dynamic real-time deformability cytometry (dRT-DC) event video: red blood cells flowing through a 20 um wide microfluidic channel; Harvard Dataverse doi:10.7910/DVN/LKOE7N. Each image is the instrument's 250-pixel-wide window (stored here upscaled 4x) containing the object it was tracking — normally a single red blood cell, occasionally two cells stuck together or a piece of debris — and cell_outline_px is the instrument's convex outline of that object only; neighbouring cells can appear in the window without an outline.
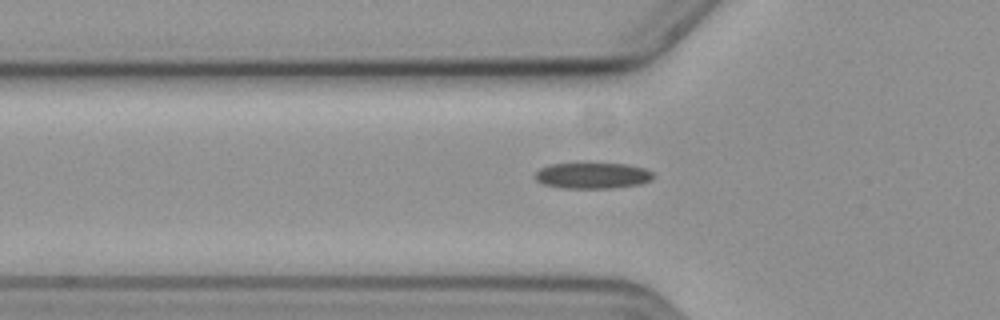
{"species": "common noctule bat (a hibernating species)", "species_latin": "Nyctalus noctula", "temperature_condition": "cold", "stored_images_in_passage": 44, "camera_frame_rate_fps": 3000, "um_per_image_px": 0.085, "animal": {"sex": "female", "body_mass_g": 19.3, "forearm_length_mm": 54.1}, "frame": {"image": 1, "passage_image": 7, "time_ms": 2.0, "image_size_px": [1000, 320], "cell_outline_px": [[656, 176], [652, 180], [640, 184], [612, 188], [560, 188], [544, 184], [536, 180], [536, 172], [540, 168], [552, 164], [628, 164], [644, 168], [652, 172]], "centroid_in_image_um": [50.41, 14.93], "position_along_channel_um": 75.4, "area_um2": 17.8}}
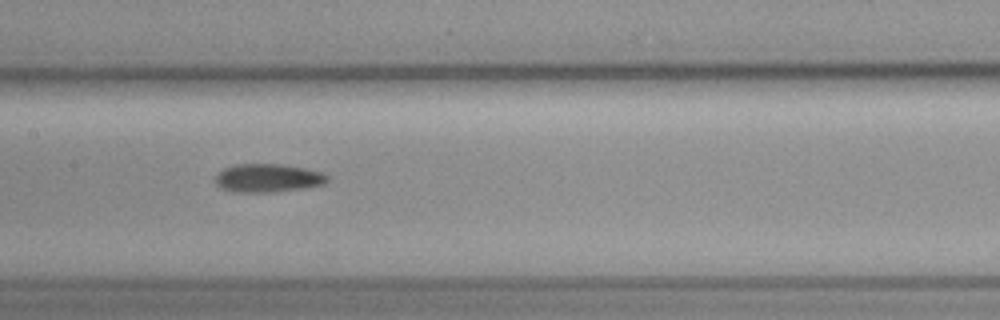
{"frame": {"image": 2, "passage_image": 16, "time_ms": 5.0, "image_size_px": [1000, 320], "cell_outline_px": [[328, 180], [324, 184], [300, 188], [272, 192], [236, 192], [220, 188], [216, 184], [216, 176], [224, 168], [236, 164], [284, 164], [304, 168], [320, 172], [328, 176]], "centroid_in_image_um": [22.75, 15.13], "position_along_channel_um": 184.7, "area_um2": 18.32}}
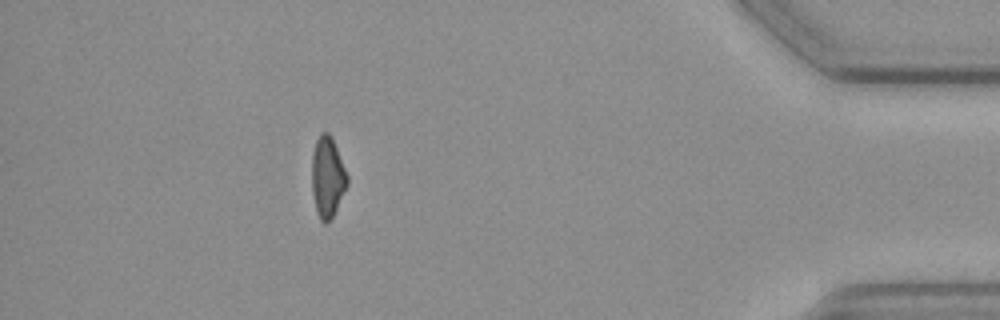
{"frame": {"image": 3, "passage_image": 39, "time_ms": 12.667, "image_size_px": [1000, 320], "cell_outline_px": [[348, 184], [328, 224], [324, 224], [320, 220], [316, 212], [312, 192], [312, 152], [316, 140], [320, 132], [328, 132], [332, 136], [348, 176]], "centroid_in_image_um": [27.82, 15.04], "position_along_channel_um": 407.4, "area_um2": 16.76}, "authors_computed_cell_mechanics": {"area_um2": 17.5423, "velocity_mm_per_s": 3.6167, "shape_relaxation_time_tau1_ms": 9.5307, "shape_relaxation_time_tau2_ms": null, "deformation_change_tau1": 0.1804, "deformation_change_tau2": null}}